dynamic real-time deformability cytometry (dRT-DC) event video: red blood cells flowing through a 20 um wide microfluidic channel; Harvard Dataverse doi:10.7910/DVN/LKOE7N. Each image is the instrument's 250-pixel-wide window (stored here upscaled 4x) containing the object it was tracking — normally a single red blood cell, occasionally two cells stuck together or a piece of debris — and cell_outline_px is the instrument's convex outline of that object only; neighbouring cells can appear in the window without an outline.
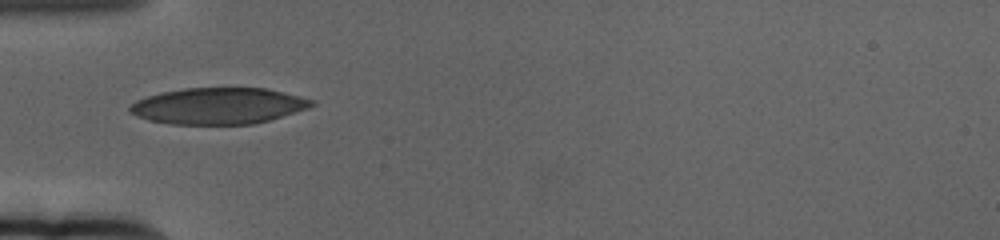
{"species": "human", "species_latin": "Homo sapiens", "temperature_condition": "cold", "stored_images_in_passage": 39, "camera_frame_rate_fps": 3000, "um_per_image_px": 0.085, "donor": {"sex": "female"}, "frame": {"image": 1, "passage_image": 1, "time_ms": 0.0, "image_size_px": [1000, 240], "cell_outline_px": [[316, 104], [308, 108], [268, 120], [252, 124], [172, 124], [148, 120], [136, 116], [128, 112], [128, 108], [136, 100], [148, 96], [164, 92], [184, 88], [268, 88], [316, 100]], "centroid_in_image_um": [18.57, 9.0], "position_along_channel_um": 66.4, "area_um2": 38.44}}
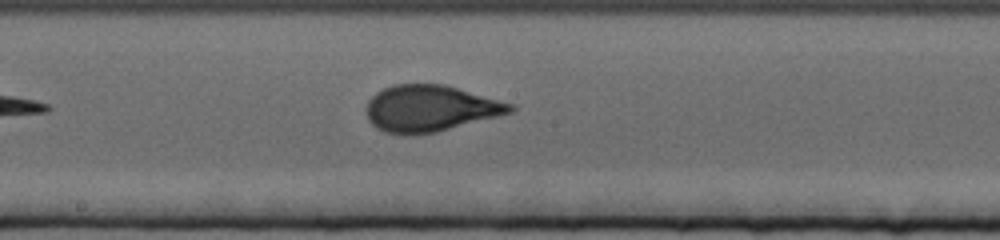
{"frame": {"image": 2, "passage_image": 14, "time_ms": 4.333, "image_size_px": [1000, 240], "cell_outline_px": [[516, 108], [512, 112], [436, 132], [416, 136], [404, 136], [384, 132], [376, 128], [368, 120], [368, 100], [376, 92], [392, 84], [444, 84], [512, 104]], "centroid_in_image_um": [36.51, 9.23], "position_along_channel_um": 211.7, "area_um2": 38.84}}
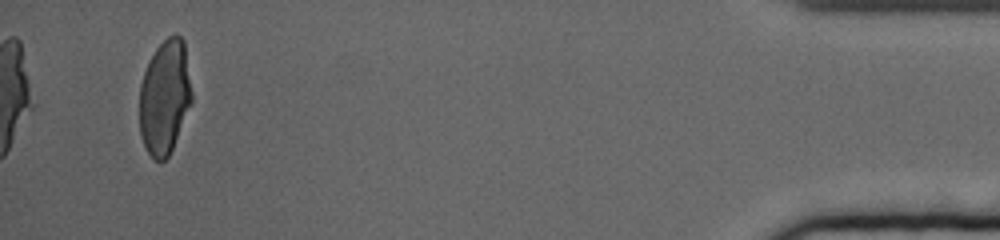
{"frame": {"image": 3, "passage_image": 39, "time_ms": 12.667, "image_size_px": [1000, 240], "cell_outline_px": [[192, 100], [172, 148], [168, 156], [160, 164], [152, 160], [140, 136], [140, 84], [148, 60], [156, 48], [168, 36], [176, 32], [184, 40], [192, 92]], "centroid_in_image_um": [13.99, 8.25], "position_along_channel_um": 421.2, "area_um2": 34.97}, "authors_computed_cell_mechanics": {"area_um2": 38.3792, "velocity_mm_per_s": 3.3665, "shape_relaxation_time_tau1_ms": 5.1589, "shape_relaxation_time_tau2_ms": null, "deformation_change_tau1": 0.1947, "deformation_change_tau2": null}}